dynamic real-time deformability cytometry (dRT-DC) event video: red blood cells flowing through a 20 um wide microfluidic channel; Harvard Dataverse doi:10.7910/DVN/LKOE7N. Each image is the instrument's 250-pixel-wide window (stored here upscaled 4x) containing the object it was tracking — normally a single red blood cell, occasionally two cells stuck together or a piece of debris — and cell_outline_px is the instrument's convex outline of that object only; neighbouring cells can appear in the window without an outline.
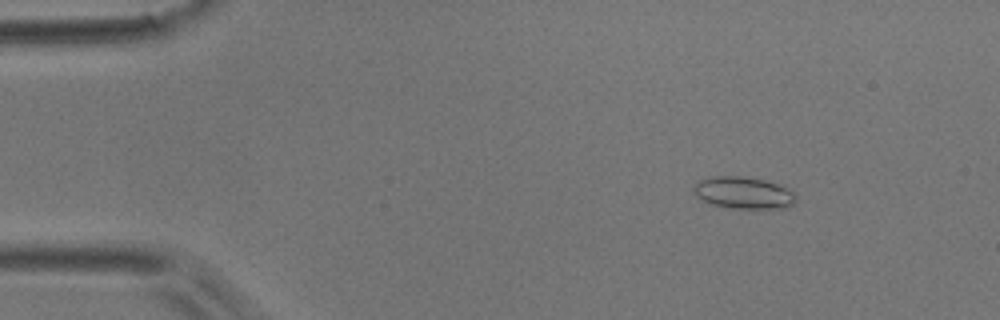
{"species": "common noctule bat (a hibernating species)", "species_latin": "Nyctalus noctula", "temperature_condition": "room temperature", "stored_images_in_passage": 9, "camera_frame_rate_fps": 3000, "um_per_image_px": 0.085, "animal": {"sex": "male", "body_mass_g": 17.9}, "frame": {"image": 1, "passage_image": 2, "time_ms": 2.0, "image_size_px": [1000, 320], "cell_outline_px": [[796, 200], [788, 208], [732, 208], [712, 204], [696, 196], [692, 192], [692, 188], [696, 180], [712, 176], [744, 176], [764, 180], [780, 184], [792, 188], [796, 196]], "centroid_in_image_um": [63.21, 16.37], "position_along_channel_um": 21.8, "area_um2": 19.42}}
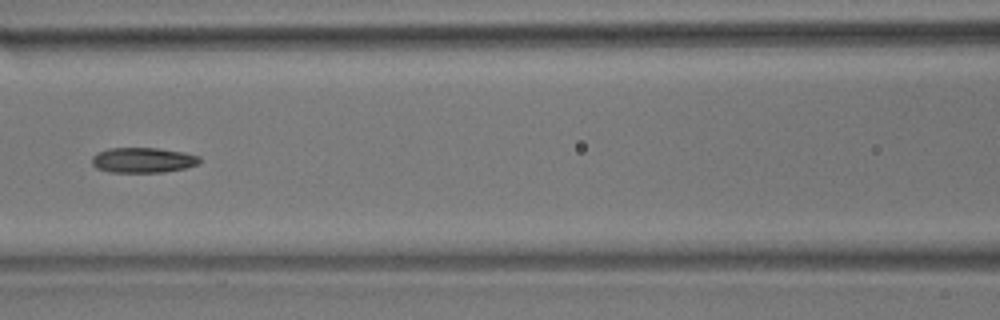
{"frame": {"image": 2, "passage_image": 7, "time_ms": 7.667, "image_size_px": [1000, 320], "cell_outline_px": [[200, 160], [196, 164], [184, 168], [164, 172], [108, 172], [96, 168], [92, 164], [92, 156], [96, 152], [108, 148], [160, 148], [184, 152], [200, 156]], "centroid_in_image_um": [12.11, 13.6], "position_along_channel_um": 154.5, "area_um2": 15.9}}
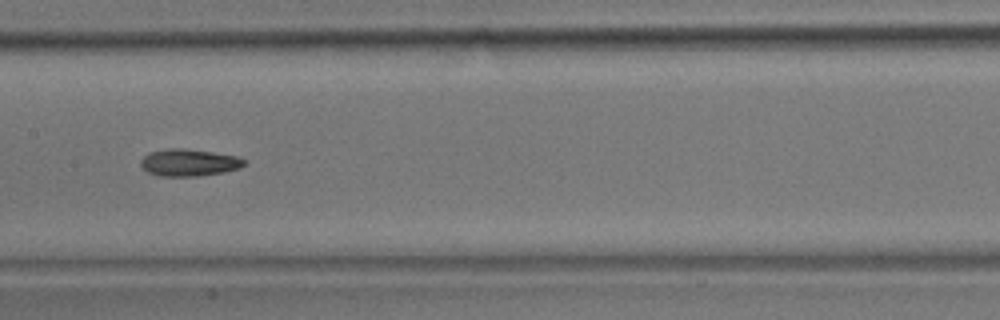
{"frame": {"image": 3, "passage_image": 8, "time_ms": 8.667, "image_size_px": [1000, 320], "cell_outline_px": [[244, 164], [240, 168], [224, 172], [196, 176], [156, 176], [148, 172], [140, 164], [140, 160], [148, 152], [168, 148], [184, 148], [212, 152], [236, 156], [244, 160]], "centroid_in_image_um": [16.02, 13.81], "position_along_channel_um": 191.4, "area_um2": 16.3}}